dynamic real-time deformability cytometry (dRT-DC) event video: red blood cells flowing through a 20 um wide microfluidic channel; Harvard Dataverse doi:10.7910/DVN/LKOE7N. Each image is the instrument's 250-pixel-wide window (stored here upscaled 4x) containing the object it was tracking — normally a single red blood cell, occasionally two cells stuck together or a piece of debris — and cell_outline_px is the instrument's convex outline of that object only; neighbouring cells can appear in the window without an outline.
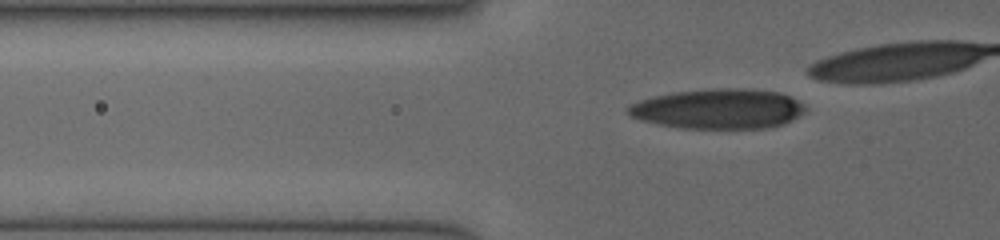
{"species": "human", "species_latin": "Homo sapiens", "temperature_condition": "cold", "stored_images_in_passage": 58, "camera_frame_rate_fps": 3000, "um_per_image_px": 0.085, "donor": {"sex": "female"}, "frame": {"image": 1, "passage_image": 2, "time_ms": 0.333, "image_size_px": [1000, 240], "cell_outline_px": [[804, 112], [792, 120], [784, 124], [768, 128], [676, 128], [656, 124], [640, 120], [624, 112], [624, 108], [628, 104], [640, 100], [656, 96], [676, 92], [724, 88], [732, 88], [776, 92], [788, 96], [804, 104]], "centroid_in_image_um": [60.99, 9.27], "position_along_channel_um": 64.8, "area_um2": 41.04}}
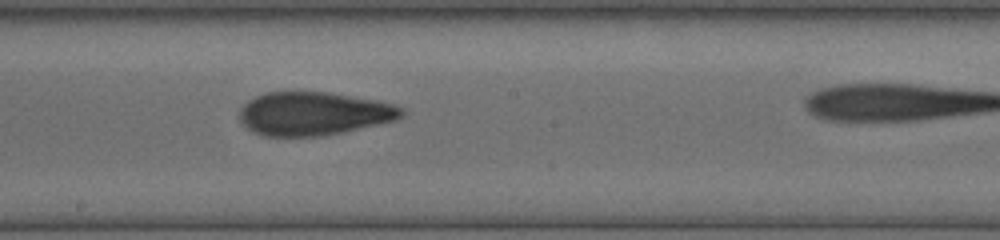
{"frame": {"image": 2, "passage_image": 29, "time_ms": 4.333, "image_size_px": [1000, 240], "cell_outline_px": [[408, 112], [404, 116], [396, 120], [340, 132], [320, 136], [264, 136], [252, 132], [240, 124], [240, 108], [248, 100], [264, 92], [328, 92], [380, 100], [396, 104], [404, 108]], "centroid_in_image_um": [26.68, 9.65], "position_along_channel_um": 221.5, "area_um2": 41.38}}
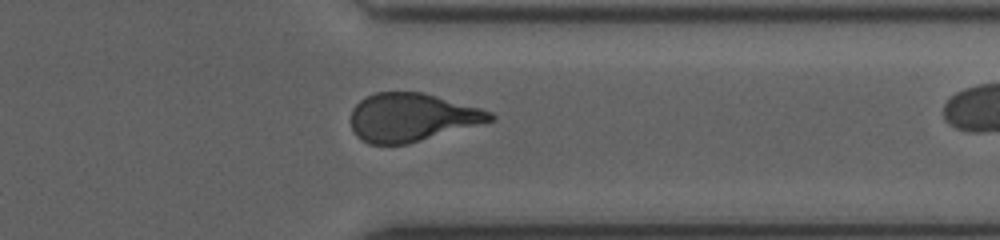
{"frame": {"image": 3, "passage_image": 55, "time_ms": 8.0, "image_size_px": [1000, 240], "cell_outline_px": [[496, 120], [408, 144], [368, 144], [360, 140], [352, 132], [352, 108], [360, 100], [376, 92], [424, 92], [480, 108], [492, 112], [496, 116]], "centroid_in_image_um": [35.01, 9.98], "position_along_channel_um": 376.4, "area_um2": 39.3}}